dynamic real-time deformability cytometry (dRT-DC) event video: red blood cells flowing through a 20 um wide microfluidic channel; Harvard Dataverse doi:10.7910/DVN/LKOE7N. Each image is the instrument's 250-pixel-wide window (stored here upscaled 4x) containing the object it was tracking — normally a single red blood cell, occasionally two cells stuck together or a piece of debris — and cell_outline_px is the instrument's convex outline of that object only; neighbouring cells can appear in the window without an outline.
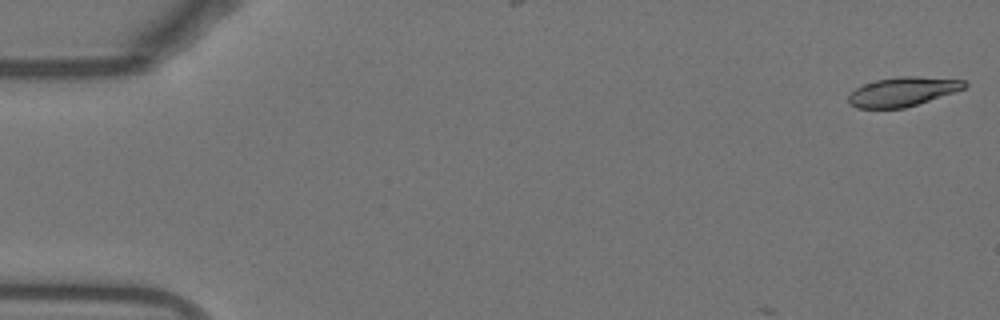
{"species": "Egyptian fruit bat (a non-hibernating species)", "species_latin": "Rousettus aegyptiacus", "temperature_condition": "warm", "stored_images_in_passage": 10, "camera_frame_rate_fps": 3000, "um_per_image_px": 0.085, "animal": {"sex": "female"}, "frame": {"image": 1, "passage_image": 1, "time_ms": 0.0, "image_size_px": [1000, 320], "cell_outline_px": [[968, 84], [964, 88], [904, 108], [856, 108], [848, 104], [848, 96], [856, 88], [864, 84], [876, 80], [900, 76], [916, 76], [964, 80]], "centroid_in_image_um": [76.67, 7.79], "position_along_channel_um": 8.3, "area_um2": 19.42}}